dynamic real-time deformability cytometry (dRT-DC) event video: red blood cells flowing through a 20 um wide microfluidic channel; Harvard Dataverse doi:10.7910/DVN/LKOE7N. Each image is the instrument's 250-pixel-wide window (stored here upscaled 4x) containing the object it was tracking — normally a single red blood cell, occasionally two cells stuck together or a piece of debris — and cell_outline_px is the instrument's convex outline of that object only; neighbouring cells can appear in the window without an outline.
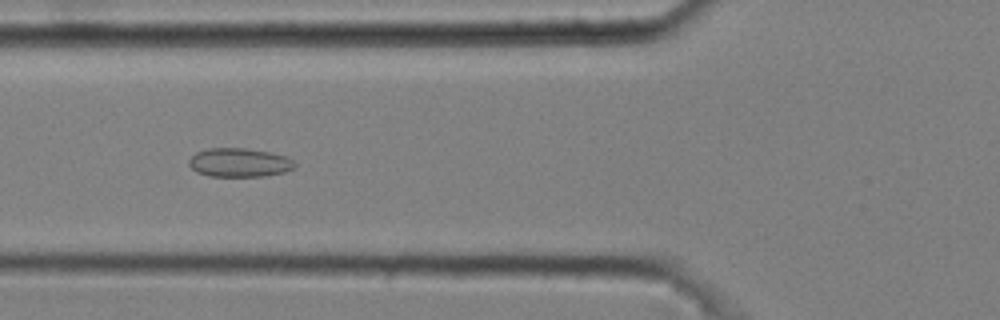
{"species": "common noctule bat (a hibernating species)", "species_latin": "Nyctalus noctula", "temperature_condition": "cold", "stored_images_in_passage": 8, "camera_frame_rate_fps": 3000, "um_per_image_px": 0.085, "animal": {"sex": "male", "body_mass_g": 20.4}, "frame": {"image": 1, "passage_image": 5, "time_ms": 1.333, "image_size_px": [1000, 320], "cell_outline_px": [[296, 164], [292, 168], [284, 172], [264, 176], [208, 176], [196, 172], [188, 164], [188, 160], [196, 152], [208, 148], [248, 148], [288, 156]], "centroid_in_image_um": [20.32, 13.81], "position_along_channel_um": 105.5, "area_um2": 17.8}}
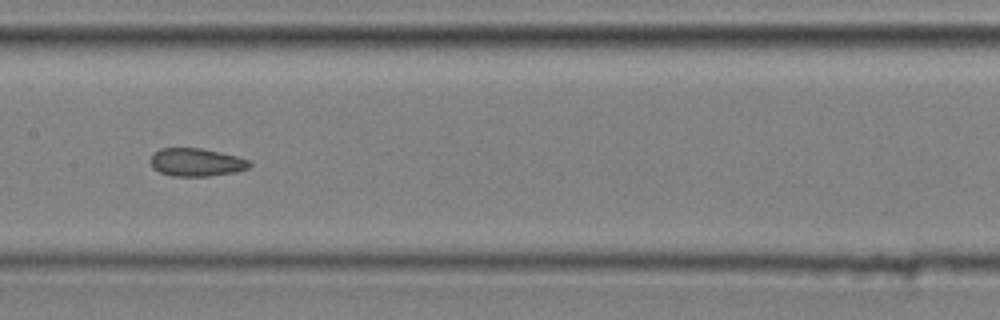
{"frame": {"image": 2, "passage_image": 7, "time_ms": 2.0, "image_size_px": [1000, 320], "cell_outline_px": [[252, 164], [248, 168], [236, 172], [208, 176], [172, 176], [160, 172], [152, 168], [148, 160], [160, 148], [200, 148], [220, 152], [236, 156], [248, 160]], "centroid_in_image_um": [16.66, 13.8], "position_along_channel_um": 190.7, "area_um2": 16.18}}
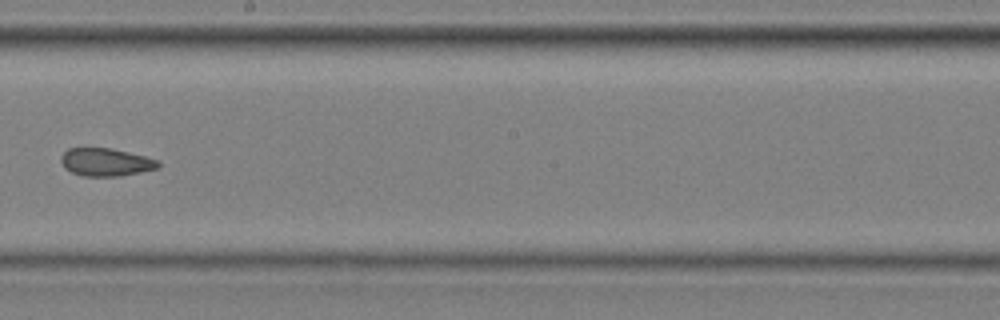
{"frame": {"image": 3, "passage_image": 8, "time_ms": 2.333, "image_size_px": [1000, 320], "cell_outline_px": [[160, 168], [120, 176], [84, 176], [72, 172], [64, 168], [60, 160], [60, 156], [68, 148], [112, 148], [160, 160]], "centroid_in_image_um": [9.0, 13.78], "position_along_channel_um": 239.2, "area_um2": 15.9}}